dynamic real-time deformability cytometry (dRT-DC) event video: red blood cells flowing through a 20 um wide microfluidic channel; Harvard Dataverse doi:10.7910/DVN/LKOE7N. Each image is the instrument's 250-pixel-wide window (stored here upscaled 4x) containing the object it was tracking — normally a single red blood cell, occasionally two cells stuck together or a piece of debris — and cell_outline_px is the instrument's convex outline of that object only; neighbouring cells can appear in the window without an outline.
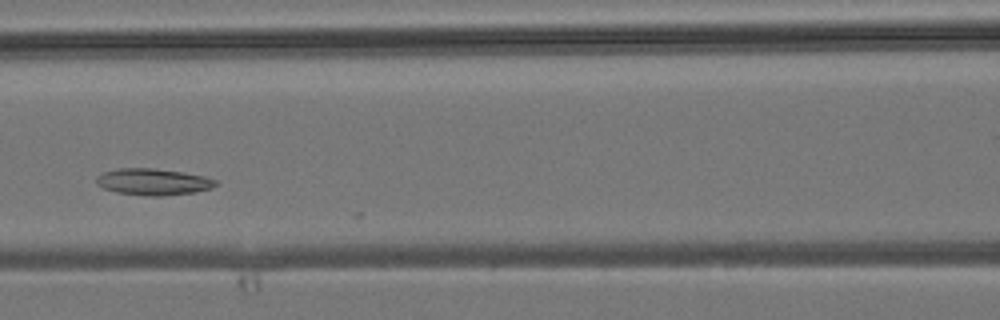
{"species": "common noctule bat (a hibernating species)", "species_latin": "Nyctalus noctula", "temperature_condition": "room temperature", "stored_images_in_passage": 4, "camera_frame_rate_fps": 3000, "um_per_image_px": 0.085, "animal": {"sex": "male", "body_mass_g": 19.2, "forearm_length_mm": 51.8}, "frame": {"image": 1, "passage_image": 4, "time_ms": 3.333, "image_size_px": [1000, 320], "cell_outline_px": [[216, 184], [212, 188], [196, 192], [160, 196], [148, 196], [116, 192], [104, 188], [96, 184], [96, 176], [104, 172], [120, 168], [152, 168], [180, 172], [204, 176], [216, 180]], "centroid_in_image_um": [13.0, 15.46], "position_along_channel_um": 153.6, "area_um2": 18.32}}